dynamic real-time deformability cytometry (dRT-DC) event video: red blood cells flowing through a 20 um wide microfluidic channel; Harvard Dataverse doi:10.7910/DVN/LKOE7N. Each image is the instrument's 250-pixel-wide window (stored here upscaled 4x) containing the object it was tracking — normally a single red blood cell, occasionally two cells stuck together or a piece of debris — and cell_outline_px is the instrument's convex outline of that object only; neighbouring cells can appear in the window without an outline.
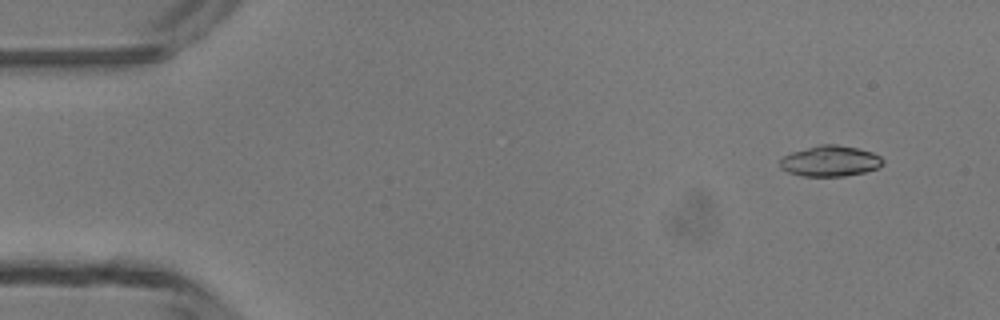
{"species": "common noctule bat (a hibernating species)", "species_latin": "Nyctalus noctula", "temperature_condition": "room temperature", "stored_images_in_passage": 4, "camera_frame_rate_fps": 3000, "um_per_image_px": 0.085, "animal": {"sex": "male", "body_mass_g": 13.3}, "frame": {"image": 1, "passage_image": 1, "time_ms": 0.0, "image_size_px": [1000, 320], "cell_outline_px": [[884, 160], [876, 168], [864, 172], [844, 176], [804, 176], [788, 172], [780, 168], [780, 160], [784, 156], [792, 152], [820, 144], [836, 144], [856, 148], [872, 152], [880, 156]], "centroid_in_image_um": [70.54, 13.69], "position_along_channel_um": 14.5, "area_um2": 18.21}}
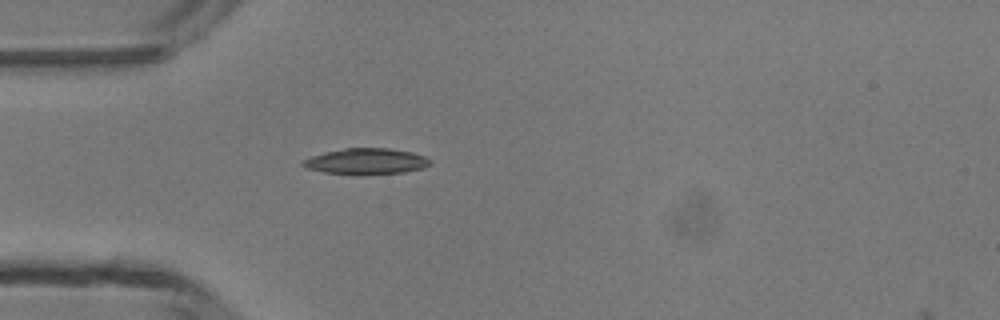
{"frame": {"image": 2, "passage_image": 4, "time_ms": 3.333, "image_size_px": [1000, 320], "cell_outline_px": [[432, 164], [424, 168], [404, 172], [324, 172], [308, 168], [300, 164], [300, 160], [312, 156], [344, 148], [388, 148], [412, 152], [424, 156], [432, 160]], "centroid_in_image_um": [31.17, 13.67], "position_along_channel_um": 53.8, "area_um2": 18.44}}